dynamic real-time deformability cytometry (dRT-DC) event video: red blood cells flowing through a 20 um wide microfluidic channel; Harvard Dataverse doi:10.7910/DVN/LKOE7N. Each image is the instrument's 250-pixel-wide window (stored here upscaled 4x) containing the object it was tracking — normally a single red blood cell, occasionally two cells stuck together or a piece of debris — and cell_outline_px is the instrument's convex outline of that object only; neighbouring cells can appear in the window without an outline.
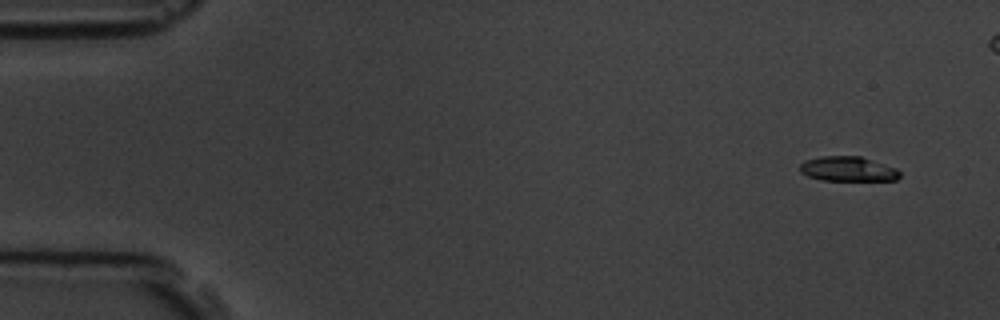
{"species": "common noctule bat (a hibernating species)", "species_latin": "Nyctalus noctula", "temperature_condition": "room temperature", "stored_images_in_passage": 6, "camera_frame_rate_fps": 3000, "um_per_image_px": 0.085, "animal": {"sex": "male", "body_mass_g": 19.5, "forearm_length_mm": 54.6}, "frame": {"image": 1, "passage_image": 1, "time_ms": 0.0, "image_size_px": [1000, 320], "cell_outline_px": [[900, 176], [896, 180], [820, 180], [808, 176], [800, 172], [800, 164], [804, 160], [820, 156], [860, 156], [896, 168], [900, 172]], "centroid_in_image_um": [72.04, 14.36], "position_along_channel_um": 13.0, "area_um2": 14.39}}
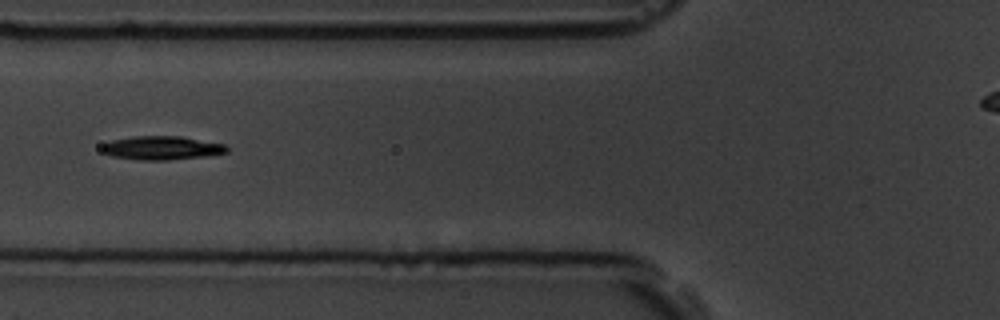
{"frame": {"image": 2, "passage_image": 6, "time_ms": 6.0, "image_size_px": [1000, 320], "cell_outline_px": [[228, 152], [208, 156], [168, 160], [144, 160], [112, 156], [104, 152], [100, 148], [104, 144], [112, 140], [132, 136], [180, 136], [224, 144], [228, 148]], "centroid_in_image_um": [13.77, 12.57], "position_along_channel_um": 112.0, "area_um2": 17.17}}